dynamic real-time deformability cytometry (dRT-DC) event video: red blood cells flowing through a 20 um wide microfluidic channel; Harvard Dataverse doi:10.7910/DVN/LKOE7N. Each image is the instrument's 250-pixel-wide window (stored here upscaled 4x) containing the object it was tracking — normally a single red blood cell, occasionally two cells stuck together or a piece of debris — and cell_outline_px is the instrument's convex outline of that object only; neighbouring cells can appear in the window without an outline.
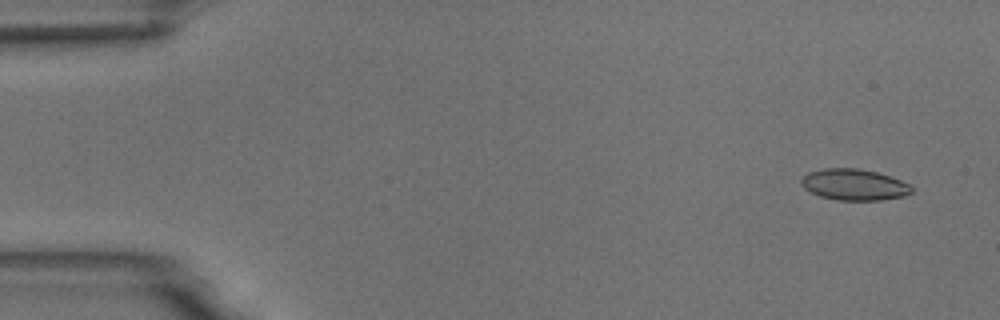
{"species": "common noctule bat (a hibernating species)", "species_latin": "Nyctalus noctula", "temperature_condition": "room temperature", "stored_images_in_passage": 55, "camera_frame_rate_fps": 3000, "um_per_image_px": 0.085, "animal": {"sex": "male", "body_mass_g": 18.8}, "frame": {"image": 1, "passage_image": 4, "time_ms": 1.0, "image_size_px": [1000, 320], "cell_outline_px": [[912, 192], [904, 196], [880, 200], [836, 200], [820, 196], [804, 188], [800, 184], [800, 180], [808, 172], [824, 168], [856, 168], [876, 172], [900, 180], [908, 184], [912, 188]], "centroid_in_image_um": [72.57, 15.69], "position_along_channel_um": 12.4, "area_um2": 19.94}}
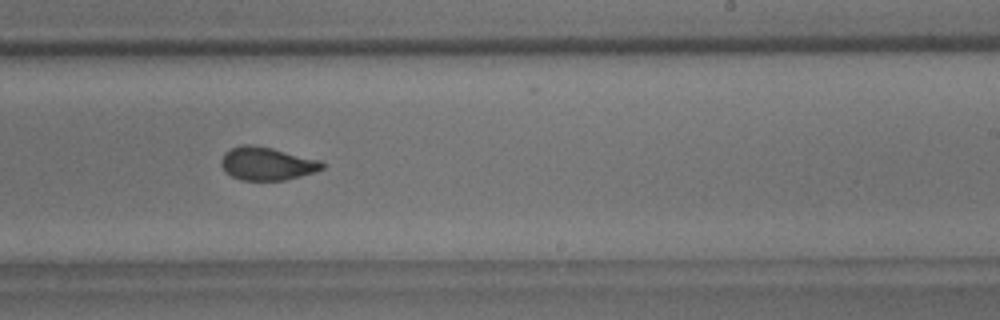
{"frame": {"image": 2, "passage_image": 34, "time_ms": 11.0, "image_size_px": [1000, 320], "cell_outline_px": [[324, 168], [316, 172], [284, 180], [240, 180], [232, 176], [220, 164], [220, 160], [224, 152], [232, 148], [244, 144], [252, 144], [272, 148], [320, 160], [324, 164]], "centroid_in_image_um": [22.69, 13.9], "position_along_channel_um": 266.3, "area_um2": 19.42}}
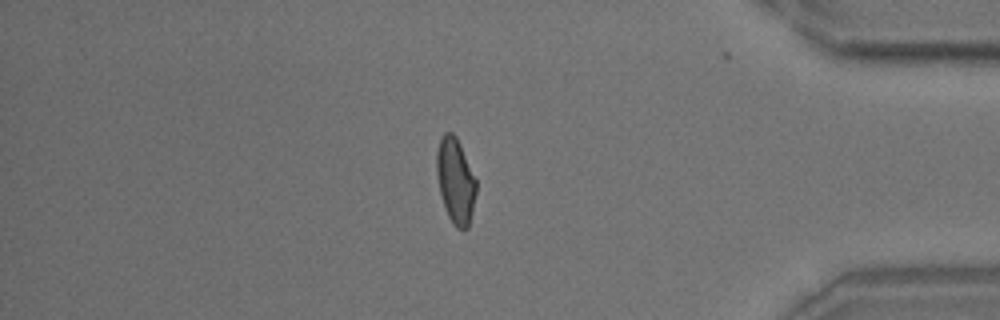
{"frame": {"image": 3, "passage_image": 47, "time_ms": 15.333, "image_size_px": [1000, 320], "cell_outline_px": [[476, 192], [472, 212], [468, 228], [464, 232], [456, 228], [452, 224], [448, 216], [440, 192], [436, 172], [436, 152], [440, 136], [444, 132], [452, 132], [456, 136], [460, 144], [476, 180]], "centroid_in_image_um": [38.7, 15.37], "position_along_channel_um": 396.5, "area_um2": 19.77}, "authors_computed_cell_mechanics": {"area_um2": 19.8832, "velocity_mm_per_s": 3.7158, "shape_relaxation_time_tau1_ms": 6.5781, "shape_relaxation_time_tau2_ms": 1.3212, "deformation_change_tau1": 0.1547, "deformation_change_tau2": 0.0511}}